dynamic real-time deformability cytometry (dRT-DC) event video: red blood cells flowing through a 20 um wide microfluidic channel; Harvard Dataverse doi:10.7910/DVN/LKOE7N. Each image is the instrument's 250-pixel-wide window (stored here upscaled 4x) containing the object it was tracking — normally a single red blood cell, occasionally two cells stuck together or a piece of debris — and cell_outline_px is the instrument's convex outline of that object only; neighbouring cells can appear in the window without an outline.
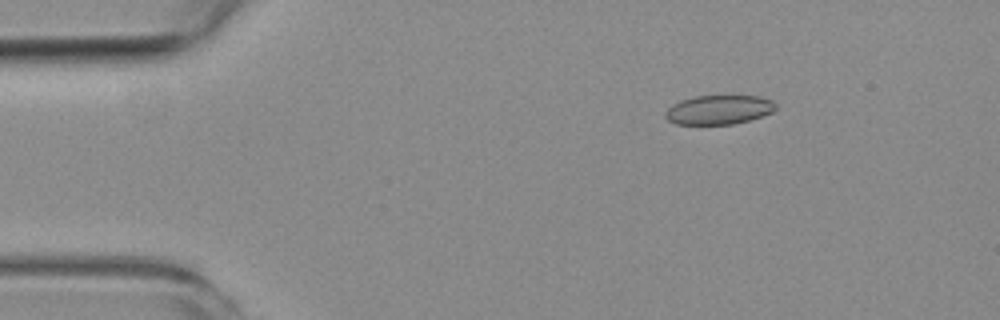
{"species": "common noctule bat (a hibernating species)", "species_latin": "Nyctalus noctula", "temperature_condition": "room temperature", "stored_images_in_passage": 5, "camera_frame_rate_fps": 3000, "um_per_image_px": 0.085, "animal": {"sex": "female", "body_mass_g": 19.3, "forearm_length_mm": 54.1}, "frame": {"image": 1, "passage_image": 2, "time_ms": 1.333, "image_size_px": [1000, 320], "cell_outline_px": [[776, 108], [772, 112], [748, 120], [732, 124], [676, 124], [668, 120], [664, 116], [664, 112], [672, 104], [680, 100], [696, 96], [760, 96], [772, 100], [776, 104]], "centroid_in_image_um": [61.07, 9.32], "position_along_channel_um": 23.9, "area_um2": 18.73}}
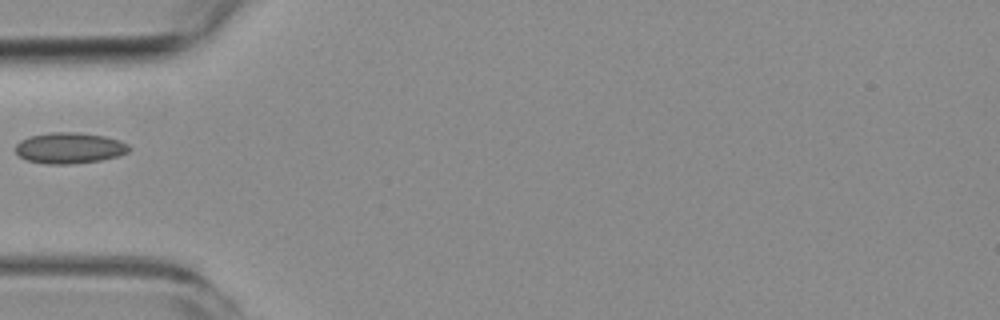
{"frame": {"image": 2, "passage_image": 5, "time_ms": 4.667, "image_size_px": [1000, 320], "cell_outline_px": [[132, 148], [128, 152], [120, 156], [100, 160], [72, 164], [44, 164], [28, 160], [20, 156], [16, 152], [16, 144], [20, 140], [32, 136], [52, 132], [80, 132], [104, 136], [120, 140], [128, 144]], "centroid_in_image_um": [5.95, 12.58], "position_along_channel_um": 79.0, "area_um2": 20.58}}